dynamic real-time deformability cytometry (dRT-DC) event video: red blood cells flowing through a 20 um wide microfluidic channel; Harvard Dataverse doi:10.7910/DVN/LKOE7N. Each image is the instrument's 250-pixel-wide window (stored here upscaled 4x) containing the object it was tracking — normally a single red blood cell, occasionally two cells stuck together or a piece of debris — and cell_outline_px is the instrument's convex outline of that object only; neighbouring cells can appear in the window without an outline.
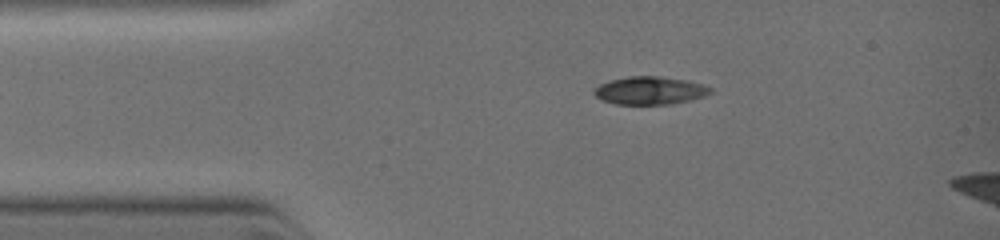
{"species": "common noctule bat (a hibernating species)", "species_latin": "Nyctalus noctula", "temperature_condition": "warm", "stored_images_in_passage": 3, "segment_of_instrument_passage": [1, 2], "camera_frame_rate_fps": 3000, "um_per_image_px": 0.085, "animal": {"sex": "female", "body_mass_g": 19.0, "forearm_length_mm": 51.5}, "frame": {"image": 1, "passage_image": 1, "time_ms": 0.0, "image_size_px": [1000, 240], "cell_outline_px": [[712, 92], [704, 96], [672, 104], [616, 104], [604, 100], [596, 96], [592, 92], [600, 84], [608, 80], [628, 76], [660, 76], [688, 80], [704, 84], [712, 88]], "centroid_in_image_um": [55.26, 7.68], "position_along_channel_um": 29.7, "area_um2": 18.96}}